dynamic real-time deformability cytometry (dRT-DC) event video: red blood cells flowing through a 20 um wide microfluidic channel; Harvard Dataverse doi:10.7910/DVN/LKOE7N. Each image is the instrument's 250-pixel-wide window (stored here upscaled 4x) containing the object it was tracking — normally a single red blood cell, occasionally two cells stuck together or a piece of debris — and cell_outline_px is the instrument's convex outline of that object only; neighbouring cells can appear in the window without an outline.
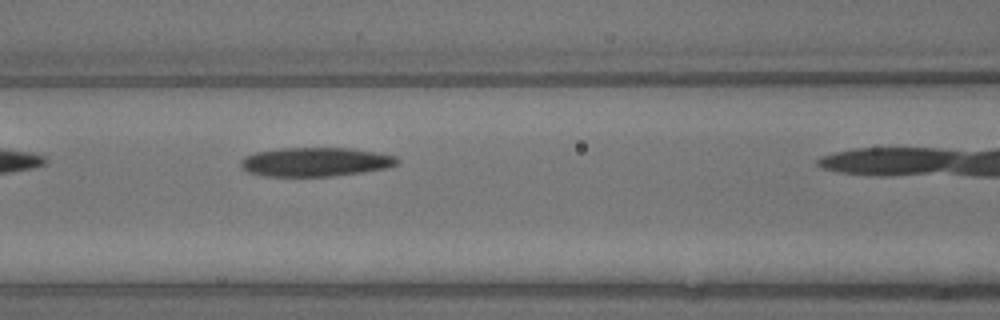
{"species": "common noctule bat (a hibernating species)", "species_latin": "Nyctalus noctula", "temperature_condition": "warm", "stored_images_in_passage": 8, "camera_frame_rate_fps": 3000, "um_per_image_px": 0.085, "animal": {"sex": "male", "body_mass_g": 13.3}, "frame": {"image": 1, "passage_image": 7, "time_ms": 2.0, "image_size_px": [1000, 320], "cell_outline_px": [[400, 164], [388, 168], [364, 172], [332, 176], [264, 176], [248, 172], [240, 168], [240, 160], [244, 156], [256, 152], [280, 148], [352, 148], [376, 152], [396, 156], [400, 160]], "centroid_in_image_um": [26.83, 13.76], "position_along_channel_um": 139.8, "area_um2": 26.76}}